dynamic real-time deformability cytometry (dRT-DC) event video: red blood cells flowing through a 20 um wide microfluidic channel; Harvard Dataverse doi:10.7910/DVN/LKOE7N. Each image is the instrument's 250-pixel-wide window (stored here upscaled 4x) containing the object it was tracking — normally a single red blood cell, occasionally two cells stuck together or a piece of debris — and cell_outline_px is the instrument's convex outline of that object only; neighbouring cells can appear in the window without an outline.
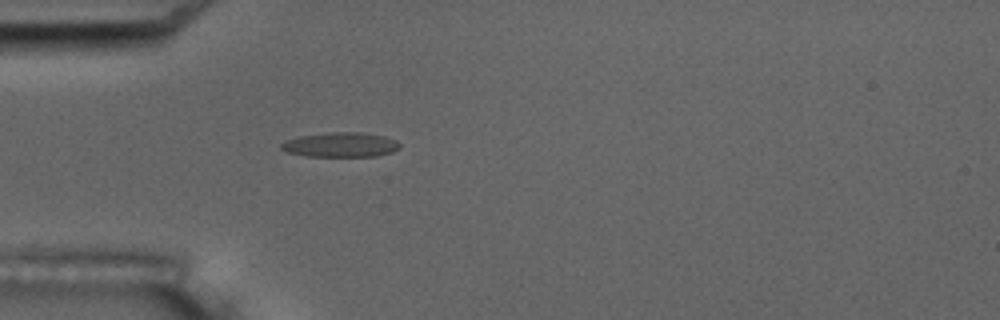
{"species": "common noctule bat (a hibernating species)", "species_latin": "Nyctalus noctula", "temperature_condition": "room temperature", "stored_images_in_passage": 4, "camera_frame_rate_fps": 3000, "um_per_image_px": 0.085, "animal": {"sex": "male", "body_mass_g": 17.5, "forearm_length_mm": 52.3}, "frame": {"image": 1, "passage_image": 4, "time_ms": 4.333, "image_size_px": [1000, 320], "cell_outline_px": [[400, 148], [392, 152], [376, 156], [308, 156], [288, 152], [280, 148], [280, 144], [284, 140], [300, 136], [328, 132], [360, 132], [384, 136], [396, 140], [400, 144]], "centroid_in_image_um": [28.95, 12.3], "position_along_channel_um": 56.1, "area_um2": 17.05}}